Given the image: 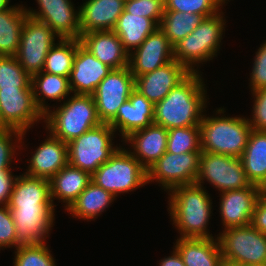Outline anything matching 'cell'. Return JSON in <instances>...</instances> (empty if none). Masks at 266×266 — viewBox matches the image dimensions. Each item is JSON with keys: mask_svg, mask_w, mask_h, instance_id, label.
Masks as SVG:
<instances>
[{"mask_svg": "<svg viewBox=\"0 0 266 266\" xmlns=\"http://www.w3.org/2000/svg\"><path fill=\"white\" fill-rule=\"evenodd\" d=\"M201 152H165L147 170V183L156 182L168 192L180 185L194 184L199 172Z\"/></svg>", "mask_w": 266, "mask_h": 266, "instance_id": "cell-11", "label": "cell"}, {"mask_svg": "<svg viewBox=\"0 0 266 266\" xmlns=\"http://www.w3.org/2000/svg\"><path fill=\"white\" fill-rule=\"evenodd\" d=\"M14 253L13 266H56L46 243L20 245Z\"/></svg>", "mask_w": 266, "mask_h": 266, "instance_id": "cell-37", "label": "cell"}, {"mask_svg": "<svg viewBox=\"0 0 266 266\" xmlns=\"http://www.w3.org/2000/svg\"><path fill=\"white\" fill-rule=\"evenodd\" d=\"M252 266H266V264H262V265H252Z\"/></svg>", "mask_w": 266, "mask_h": 266, "instance_id": "cell-49", "label": "cell"}, {"mask_svg": "<svg viewBox=\"0 0 266 266\" xmlns=\"http://www.w3.org/2000/svg\"><path fill=\"white\" fill-rule=\"evenodd\" d=\"M117 198L91 181L66 210L73 218L87 222L97 219Z\"/></svg>", "mask_w": 266, "mask_h": 266, "instance_id": "cell-29", "label": "cell"}, {"mask_svg": "<svg viewBox=\"0 0 266 266\" xmlns=\"http://www.w3.org/2000/svg\"><path fill=\"white\" fill-rule=\"evenodd\" d=\"M159 26L150 18L123 11L113 31L130 54Z\"/></svg>", "mask_w": 266, "mask_h": 266, "instance_id": "cell-31", "label": "cell"}, {"mask_svg": "<svg viewBox=\"0 0 266 266\" xmlns=\"http://www.w3.org/2000/svg\"><path fill=\"white\" fill-rule=\"evenodd\" d=\"M134 89L135 77L128 66L112 69L92 94L100 121L109 124L116 117L118 108L130 98Z\"/></svg>", "mask_w": 266, "mask_h": 266, "instance_id": "cell-13", "label": "cell"}, {"mask_svg": "<svg viewBox=\"0 0 266 266\" xmlns=\"http://www.w3.org/2000/svg\"><path fill=\"white\" fill-rule=\"evenodd\" d=\"M115 133L108 123H101L67 143L68 164L92 175L120 147L114 145Z\"/></svg>", "mask_w": 266, "mask_h": 266, "instance_id": "cell-7", "label": "cell"}, {"mask_svg": "<svg viewBox=\"0 0 266 266\" xmlns=\"http://www.w3.org/2000/svg\"><path fill=\"white\" fill-rule=\"evenodd\" d=\"M168 214L179 238H217L210 234L213 201L204 186L180 185L168 191Z\"/></svg>", "mask_w": 266, "mask_h": 266, "instance_id": "cell-2", "label": "cell"}, {"mask_svg": "<svg viewBox=\"0 0 266 266\" xmlns=\"http://www.w3.org/2000/svg\"><path fill=\"white\" fill-rule=\"evenodd\" d=\"M253 65L250 73V92L266 88V40L255 53Z\"/></svg>", "mask_w": 266, "mask_h": 266, "instance_id": "cell-42", "label": "cell"}, {"mask_svg": "<svg viewBox=\"0 0 266 266\" xmlns=\"http://www.w3.org/2000/svg\"><path fill=\"white\" fill-rule=\"evenodd\" d=\"M60 38L44 22L28 16L23 24L16 58L30 75L42 72L45 58Z\"/></svg>", "mask_w": 266, "mask_h": 266, "instance_id": "cell-10", "label": "cell"}, {"mask_svg": "<svg viewBox=\"0 0 266 266\" xmlns=\"http://www.w3.org/2000/svg\"><path fill=\"white\" fill-rule=\"evenodd\" d=\"M165 10L164 0H125L124 11L152 19L158 26Z\"/></svg>", "mask_w": 266, "mask_h": 266, "instance_id": "cell-40", "label": "cell"}, {"mask_svg": "<svg viewBox=\"0 0 266 266\" xmlns=\"http://www.w3.org/2000/svg\"><path fill=\"white\" fill-rule=\"evenodd\" d=\"M38 9L25 7L28 16L46 23L60 39L81 38L79 7L71 0H35Z\"/></svg>", "mask_w": 266, "mask_h": 266, "instance_id": "cell-14", "label": "cell"}, {"mask_svg": "<svg viewBox=\"0 0 266 266\" xmlns=\"http://www.w3.org/2000/svg\"><path fill=\"white\" fill-rule=\"evenodd\" d=\"M31 86L36 105L43 114L51 109L46 103L47 100L56 101L57 105L58 102H64L72 93L69 77L43 71L31 76Z\"/></svg>", "mask_w": 266, "mask_h": 266, "instance_id": "cell-30", "label": "cell"}, {"mask_svg": "<svg viewBox=\"0 0 266 266\" xmlns=\"http://www.w3.org/2000/svg\"><path fill=\"white\" fill-rule=\"evenodd\" d=\"M125 0H86L79 6L81 35L113 30L124 11Z\"/></svg>", "mask_w": 266, "mask_h": 266, "instance_id": "cell-24", "label": "cell"}, {"mask_svg": "<svg viewBox=\"0 0 266 266\" xmlns=\"http://www.w3.org/2000/svg\"><path fill=\"white\" fill-rule=\"evenodd\" d=\"M166 152L173 154L201 152L199 126L168 129Z\"/></svg>", "mask_w": 266, "mask_h": 266, "instance_id": "cell-35", "label": "cell"}, {"mask_svg": "<svg viewBox=\"0 0 266 266\" xmlns=\"http://www.w3.org/2000/svg\"><path fill=\"white\" fill-rule=\"evenodd\" d=\"M16 177L17 175L14 176L12 170H2L0 168V205L9 203Z\"/></svg>", "mask_w": 266, "mask_h": 266, "instance_id": "cell-45", "label": "cell"}, {"mask_svg": "<svg viewBox=\"0 0 266 266\" xmlns=\"http://www.w3.org/2000/svg\"><path fill=\"white\" fill-rule=\"evenodd\" d=\"M32 88L31 76L15 56H0V89Z\"/></svg>", "mask_w": 266, "mask_h": 266, "instance_id": "cell-36", "label": "cell"}, {"mask_svg": "<svg viewBox=\"0 0 266 266\" xmlns=\"http://www.w3.org/2000/svg\"><path fill=\"white\" fill-rule=\"evenodd\" d=\"M11 0H0V10L9 8L11 5L9 4Z\"/></svg>", "mask_w": 266, "mask_h": 266, "instance_id": "cell-47", "label": "cell"}, {"mask_svg": "<svg viewBox=\"0 0 266 266\" xmlns=\"http://www.w3.org/2000/svg\"><path fill=\"white\" fill-rule=\"evenodd\" d=\"M44 114V129L69 143L86 131L100 125L92 95L71 94L63 103Z\"/></svg>", "mask_w": 266, "mask_h": 266, "instance_id": "cell-4", "label": "cell"}, {"mask_svg": "<svg viewBox=\"0 0 266 266\" xmlns=\"http://www.w3.org/2000/svg\"><path fill=\"white\" fill-rule=\"evenodd\" d=\"M172 60H174V47L158 27L129 54L128 67L136 78L152 72Z\"/></svg>", "mask_w": 266, "mask_h": 266, "instance_id": "cell-16", "label": "cell"}, {"mask_svg": "<svg viewBox=\"0 0 266 266\" xmlns=\"http://www.w3.org/2000/svg\"><path fill=\"white\" fill-rule=\"evenodd\" d=\"M44 123L32 88L0 89V127L28 131L36 123Z\"/></svg>", "mask_w": 266, "mask_h": 266, "instance_id": "cell-12", "label": "cell"}, {"mask_svg": "<svg viewBox=\"0 0 266 266\" xmlns=\"http://www.w3.org/2000/svg\"><path fill=\"white\" fill-rule=\"evenodd\" d=\"M153 121L154 104L134 89L130 98L118 108L116 117L109 125L121 134L123 141L131 133L148 127Z\"/></svg>", "mask_w": 266, "mask_h": 266, "instance_id": "cell-21", "label": "cell"}, {"mask_svg": "<svg viewBox=\"0 0 266 266\" xmlns=\"http://www.w3.org/2000/svg\"><path fill=\"white\" fill-rule=\"evenodd\" d=\"M185 266H220L223 262L217 238H179L173 246Z\"/></svg>", "mask_w": 266, "mask_h": 266, "instance_id": "cell-26", "label": "cell"}, {"mask_svg": "<svg viewBox=\"0 0 266 266\" xmlns=\"http://www.w3.org/2000/svg\"><path fill=\"white\" fill-rule=\"evenodd\" d=\"M203 19L204 17L200 14L164 10L159 29L174 46L181 39L191 34Z\"/></svg>", "mask_w": 266, "mask_h": 266, "instance_id": "cell-33", "label": "cell"}, {"mask_svg": "<svg viewBox=\"0 0 266 266\" xmlns=\"http://www.w3.org/2000/svg\"><path fill=\"white\" fill-rule=\"evenodd\" d=\"M251 225L263 234H266V190H263L257 200Z\"/></svg>", "mask_w": 266, "mask_h": 266, "instance_id": "cell-44", "label": "cell"}, {"mask_svg": "<svg viewBox=\"0 0 266 266\" xmlns=\"http://www.w3.org/2000/svg\"><path fill=\"white\" fill-rule=\"evenodd\" d=\"M217 235L223 261L239 266L266 264V234L251 224L225 229Z\"/></svg>", "mask_w": 266, "mask_h": 266, "instance_id": "cell-8", "label": "cell"}, {"mask_svg": "<svg viewBox=\"0 0 266 266\" xmlns=\"http://www.w3.org/2000/svg\"><path fill=\"white\" fill-rule=\"evenodd\" d=\"M214 111L210 117L204 113L199 125L201 151L240 158L252 130L247 117L225 116L224 107Z\"/></svg>", "mask_w": 266, "mask_h": 266, "instance_id": "cell-3", "label": "cell"}, {"mask_svg": "<svg viewBox=\"0 0 266 266\" xmlns=\"http://www.w3.org/2000/svg\"><path fill=\"white\" fill-rule=\"evenodd\" d=\"M122 144L108 161L91 175V181L115 197L147 183V170Z\"/></svg>", "mask_w": 266, "mask_h": 266, "instance_id": "cell-6", "label": "cell"}, {"mask_svg": "<svg viewBox=\"0 0 266 266\" xmlns=\"http://www.w3.org/2000/svg\"><path fill=\"white\" fill-rule=\"evenodd\" d=\"M229 0H164L165 10L200 14L204 18L221 11Z\"/></svg>", "mask_w": 266, "mask_h": 266, "instance_id": "cell-39", "label": "cell"}, {"mask_svg": "<svg viewBox=\"0 0 266 266\" xmlns=\"http://www.w3.org/2000/svg\"><path fill=\"white\" fill-rule=\"evenodd\" d=\"M191 72L175 59L152 72L135 78V89L153 104L163 100L166 95Z\"/></svg>", "mask_w": 266, "mask_h": 266, "instance_id": "cell-19", "label": "cell"}, {"mask_svg": "<svg viewBox=\"0 0 266 266\" xmlns=\"http://www.w3.org/2000/svg\"><path fill=\"white\" fill-rule=\"evenodd\" d=\"M80 42L98 60L112 69L129 66V53L113 30L84 33Z\"/></svg>", "mask_w": 266, "mask_h": 266, "instance_id": "cell-23", "label": "cell"}, {"mask_svg": "<svg viewBox=\"0 0 266 266\" xmlns=\"http://www.w3.org/2000/svg\"><path fill=\"white\" fill-rule=\"evenodd\" d=\"M8 207L54 206L50 194V182L45 178L19 174L16 177Z\"/></svg>", "mask_w": 266, "mask_h": 266, "instance_id": "cell-27", "label": "cell"}, {"mask_svg": "<svg viewBox=\"0 0 266 266\" xmlns=\"http://www.w3.org/2000/svg\"><path fill=\"white\" fill-rule=\"evenodd\" d=\"M112 68L98 60L77 39V50L69 76L72 94L92 95Z\"/></svg>", "mask_w": 266, "mask_h": 266, "instance_id": "cell-18", "label": "cell"}, {"mask_svg": "<svg viewBox=\"0 0 266 266\" xmlns=\"http://www.w3.org/2000/svg\"><path fill=\"white\" fill-rule=\"evenodd\" d=\"M253 100L252 117L248 118V122L253 130L266 131V88L252 91Z\"/></svg>", "mask_w": 266, "mask_h": 266, "instance_id": "cell-43", "label": "cell"}, {"mask_svg": "<svg viewBox=\"0 0 266 266\" xmlns=\"http://www.w3.org/2000/svg\"><path fill=\"white\" fill-rule=\"evenodd\" d=\"M26 133L27 131L0 127V168L2 170H12V162H15L12 160L17 157L18 152L16 151L22 150L24 147L25 143L22 140L25 139Z\"/></svg>", "mask_w": 266, "mask_h": 266, "instance_id": "cell-38", "label": "cell"}, {"mask_svg": "<svg viewBox=\"0 0 266 266\" xmlns=\"http://www.w3.org/2000/svg\"><path fill=\"white\" fill-rule=\"evenodd\" d=\"M20 245L16 236L12 212L7 205H0V251L7 248L16 249Z\"/></svg>", "mask_w": 266, "mask_h": 266, "instance_id": "cell-41", "label": "cell"}, {"mask_svg": "<svg viewBox=\"0 0 266 266\" xmlns=\"http://www.w3.org/2000/svg\"><path fill=\"white\" fill-rule=\"evenodd\" d=\"M27 17L23 4L0 10V56H16Z\"/></svg>", "mask_w": 266, "mask_h": 266, "instance_id": "cell-32", "label": "cell"}, {"mask_svg": "<svg viewBox=\"0 0 266 266\" xmlns=\"http://www.w3.org/2000/svg\"><path fill=\"white\" fill-rule=\"evenodd\" d=\"M240 159L249 182L266 190V131L251 130Z\"/></svg>", "mask_w": 266, "mask_h": 266, "instance_id": "cell-28", "label": "cell"}, {"mask_svg": "<svg viewBox=\"0 0 266 266\" xmlns=\"http://www.w3.org/2000/svg\"><path fill=\"white\" fill-rule=\"evenodd\" d=\"M205 182L216 188L218 193L245 187H258L252 185L247 179L240 158L201 151L199 172L195 183L204 186Z\"/></svg>", "mask_w": 266, "mask_h": 266, "instance_id": "cell-9", "label": "cell"}, {"mask_svg": "<svg viewBox=\"0 0 266 266\" xmlns=\"http://www.w3.org/2000/svg\"><path fill=\"white\" fill-rule=\"evenodd\" d=\"M12 212L17 240L21 245L47 243L54 227L55 207H8Z\"/></svg>", "mask_w": 266, "mask_h": 266, "instance_id": "cell-15", "label": "cell"}, {"mask_svg": "<svg viewBox=\"0 0 266 266\" xmlns=\"http://www.w3.org/2000/svg\"><path fill=\"white\" fill-rule=\"evenodd\" d=\"M46 139L31 152L24 174L50 180L68 164V145L50 132Z\"/></svg>", "mask_w": 266, "mask_h": 266, "instance_id": "cell-20", "label": "cell"}, {"mask_svg": "<svg viewBox=\"0 0 266 266\" xmlns=\"http://www.w3.org/2000/svg\"><path fill=\"white\" fill-rule=\"evenodd\" d=\"M167 139L168 130L152 123L148 127L134 131L121 142L123 145L129 143V152L148 170L166 152Z\"/></svg>", "mask_w": 266, "mask_h": 266, "instance_id": "cell-22", "label": "cell"}, {"mask_svg": "<svg viewBox=\"0 0 266 266\" xmlns=\"http://www.w3.org/2000/svg\"><path fill=\"white\" fill-rule=\"evenodd\" d=\"M201 73L191 72L163 100L154 104L153 123L167 130L200 125L209 103L207 86Z\"/></svg>", "mask_w": 266, "mask_h": 266, "instance_id": "cell-1", "label": "cell"}, {"mask_svg": "<svg viewBox=\"0 0 266 266\" xmlns=\"http://www.w3.org/2000/svg\"><path fill=\"white\" fill-rule=\"evenodd\" d=\"M171 256H165L158 262V266H185L179 252L173 247Z\"/></svg>", "mask_w": 266, "mask_h": 266, "instance_id": "cell-46", "label": "cell"}, {"mask_svg": "<svg viewBox=\"0 0 266 266\" xmlns=\"http://www.w3.org/2000/svg\"><path fill=\"white\" fill-rule=\"evenodd\" d=\"M220 266H239V265H235V264H231V263L223 261Z\"/></svg>", "mask_w": 266, "mask_h": 266, "instance_id": "cell-48", "label": "cell"}, {"mask_svg": "<svg viewBox=\"0 0 266 266\" xmlns=\"http://www.w3.org/2000/svg\"><path fill=\"white\" fill-rule=\"evenodd\" d=\"M262 191L263 189L260 187H245L221 192L218 209L223 225L222 229L250 225Z\"/></svg>", "mask_w": 266, "mask_h": 266, "instance_id": "cell-17", "label": "cell"}, {"mask_svg": "<svg viewBox=\"0 0 266 266\" xmlns=\"http://www.w3.org/2000/svg\"><path fill=\"white\" fill-rule=\"evenodd\" d=\"M50 194L52 203L54 200L65 203L64 210L66 211L70 205L77 199L81 192L91 182V175L79 168L67 164L50 180Z\"/></svg>", "mask_w": 266, "mask_h": 266, "instance_id": "cell-25", "label": "cell"}, {"mask_svg": "<svg viewBox=\"0 0 266 266\" xmlns=\"http://www.w3.org/2000/svg\"><path fill=\"white\" fill-rule=\"evenodd\" d=\"M77 50V39H59L48 52L43 72L69 77Z\"/></svg>", "mask_w": 266, "mask_h": 266, "instance_id": "cell-34", "label": "cell"}, {"mask_svg": "<svg viewBox=\"0 0 266 266\" xmlns=\"http://www.w3.org/2000/svg\"><path fill=\"white\" fill-rule=\"evenodd\" d=\"M223 15L224 12L221 10L212 16L205 17L191 34L173 46L174 59L190 72H201L200 66L204 62L205 64L210 62L220 53L218 51L221 49L220 44L226 26V18Z\"/></svg>", "mask_w": 266, "mask_h": 266, "instance_id": "cell-5", "label": "cell"}]
</instances>
